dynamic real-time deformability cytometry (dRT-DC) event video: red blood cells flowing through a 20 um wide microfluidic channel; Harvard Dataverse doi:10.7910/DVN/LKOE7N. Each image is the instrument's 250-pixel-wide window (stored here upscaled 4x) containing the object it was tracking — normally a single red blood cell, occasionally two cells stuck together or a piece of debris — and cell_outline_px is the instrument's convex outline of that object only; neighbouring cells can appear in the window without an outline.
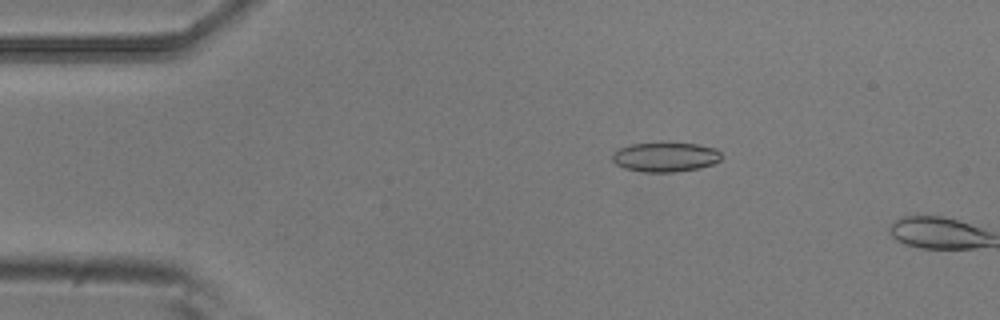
{"species": "common noctule bat (a hibernating species)", "species_latin": "Nyctalus noctula", "temperature_condition": "room temperature", "stored_images_in_passage": 4, "camera_frame_rate_fps": 3000, "um_per_image_px": 0.085, "animal": {"sex": "male", "body_mass_g": 20.5, "forearm_length_mm": 52.5}, "frame": {"image": 1, "passage_image": 3, "time_ms": 0.667, "image_size_px": [1000, 320], "cell_outline_px": [[720, 160], [712, 164], [700, 168], [676, 172], [644, 172], [624, 168], [616, 164], [612, 160], [612, 152], [620, 148], [632, 144], [696, 144], [716, 148], [720, 152]], "centroid_in_image_um": [56.54, 13.37], "position_along_channel_um": 28.5, "area_um2": 18.5}}